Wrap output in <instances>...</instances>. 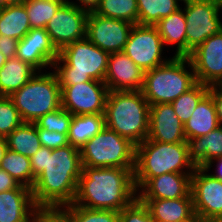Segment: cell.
<instances>
[{
	"label": "cell",
	"instance_id": "1f68e13d",
	"mask_svg": "<svg viewBox=\"0 0 222 222\" xmlns=\"http://www.w3.org/2000/svg\"><path fill=\"white\" fill-rule=\"evenodd\" d=\"M209 88L210 86L197 82L191 89L181 94L171 103L183 124L191 117L198 103L208 93Z\"/></svg>",
	"mask_w": 222,
	"mask_h": 222
},
{
	"label": "cell",
	"instance_id": "681fc988",
	"mask_svg": "<svg viewBox=\"0 0 222 222\" xmlns=\"http://www.w3.org/2000/svg\"><path fill=\"white\" fill-rule=\"evenodd\" d=\"M48 1L59 2V3H62L63 5H65V4H68L69 0H48Z\"/></svg>",
	"mask_w": 222,
	"mask_h": 222
},
{
	"label": "cell",
	"instance_id": "4fadbf2b",
	"mask_svg": "<svg viewBox=\"0 0 222 222\" xmlns=\"http://www.w3.org/2000/svg\"><path fill=\"white\" fill-rule=\"evenodd\" d=\"M133 25L124 20L90 12L87 18L86 38L109 54L122 52Z\"/></svg>",
	"mask_w": 222,
	"mask_h": 222
},
{
	"label": "cell",
	"instance_id": "60d3db41",
	"mask_svg": "<svg viewBox=\"0 0 222 222\" xmlns=\"http://www.w3.org/2000/svg\"><path fill=\"white\" fill-rule=\"evenodd\" d=\"M208 93L213 99L219 124L222 125V87L210 86Z\"/></svg>",
	"mask_w": 222,
	"mask_h": 222
},
{
	"label": "cell",
	"instance_id": "8992f818",
	"mask_svg": "<svg viewBox=\"0 0 222 222\" xmlns=\"http://www.w3.org/2000/svg\"><path fill=\"white\" fill-rule=\"evenodd\" d=\"M196 83L189 58L173 56L167 63L144 72L141 92L150 106L170 104Z\"/></svg>",
	"mask_w": 222,
	"mask_h": 222
},
{
	"label": "cell",
	"instance_id": "8fae6325",
	"mask_svg": "<svg viewBox=\"0 0 222 222\" xmlns=\"http://www.w3.org/2000/svg\"><path fill=\"white\" fill-rule=\"evenodd\" d=\"M61 107L71 115L104 114L109 89L102 81L91 80L60 85Z\"/></svg>",
	"mask_w": 222,
	"mask_h": 222
},
{
	"label": "cell",
	"instance_id": "7bdbcfd3",
	"mask_svg": "<svg viewBox=\"0 0 222 222\" xmlns=\"http://www.w3.org/2000/svg\"><path fill=\"white\" fill-rule=\"evenodd\" d=\"M78 3L74 1H68V4L73 5L77 7L78 9H82L90 12H95V10L98 8L101 0H76Z\"/></svg>",
	"mask_w": 222,
	"mask_h": 222
},
{
	"label": "cell",
	"instance_id": "7dc6e473",
	"mask_svg": "<svg viewBox=\"0 0 222 222\" xmlns=\"http://www.w3.org/2000/svg\"><path fill=\"white\" fill-rule=\"evenodd\" d=\"M193 222H222L220 219H206V218H200V217H195Z\"/></svg>",
	"mask_w": 222,
	"mask_h": 222
},
{
	"label": "cell",
	"instance_id": "9c48e42d",
	"mask_svg": "<svg viewBox=\"0 0 222 222\" xmlns=\"http://www.w3.org/2000/svg\"><path fill=\"white\" fill-rule=\"evenodd\" d=\"M186 27V57L207 38L222 30L219 0H183Z\"/></svg>",
	"mask_w": 222,
	"mask_h": 222
},
{
	"label": "cell",
	"instance_id": "f1b7e54d",
	"mask_svg": "<svg viewBox=\"0 0 222 222\" xmlns=\"http://www.w3.org/2000/svg\"><path fill=\"white\" fill-rule=\"evenodd\" d=\"M178 1L183 0H137L138 25L155 26L180 8Z\"/></svg>",
	"mask_w": 222,
	"mask_h": 222
},
{
	"label": "cell",
	"instance_id": "bcb514c9",
	"mask_svg": "<svg viewBox=\"0 0 222 222\" xmlns=\"http://www.w3.org/2000/svg\"><path fill=\"white\" fill-rule=\"evenodd\" d=\"M26 0H0V7L24 4Z\"/></svg>",
	"mask_w": 222,
	"mask_h": 222
},
{
	"label": "cell",
	"instance_id": "3957f363",
	"mask_svg": "<svg viewBox=\"0 0 222 222\" xmlns=\"http://www.w3.org/2000/svg\"><path fill=\"white\" fill-rule=\"evenodd\" d=\"M195 168L189 160L187 142L161 143L146 139L136 145L134 181L137 192L153 177L166 173L192 174Z\"/></svg>",
	"mask_w": 222,
	"mask_h": 222
},
{
	"label": "cell",
	"instance_id": "7402d4cb",
	"mask_svg": "<svg viewBox=\"0 0 222 222\" xmlns=\"http://www.w3.org/2000/svg\"><path fill=\"white\" fill-rule=\"evenodd\" d=\"M219 125L213 99L207 93L184 124L185 138L188 140L194 137L206 136Z\"/></svg>",
	"mask_w": 222,
	"mask_h": 222
},
{
	"label": "cell",
	"instance_id": "30bf717a",
	"mask_svg": "<svg viewBox=\"0 0 222 222\" xmlns=\"http://www.w3.org/2000/svg\"><path fill=\"white\" fill-rule=\"evenodd\" d=\"M164 44L155 26L133 25L123 52L143 71L167 63L171 58H164Z\"/></svg>",
	"mask_w": 222,
	"mask_h": 222
},
{
	"label": "cell",
	"instance_id": "603a6c76",
	"mask_svg": "<svg viewBox=\"0 0 222 222\" xmlns=\"http://www.w3.org/2000/svg\"><path fill=\"white\" fill-rule=\"evenodd\" d=\"M189 160L195 167H203L210 160L222 157V125L206 136L187 140Z\"/></svg>",
	"mask_w": 222,
	"mask_h": 222
},
{
	"label": "cell",
	"instance_id": "ac0fdd59",
	"mask_svg": "<svg viewBox=\"0 0 222 222\" xmlns=\"http://www.w3.org/2000/svg\"><path fill=\"white\" fill-rule=\"evenodd\" d=\"M147 139L161 143L187 142L184 124L175 113L171 103L150 106Z\"/></svg>",
	"mask_w": 222,
	"mask_h": 222
},
{
	"label": "cell",
	"instance_id": "d590c367",
	"mask_svg": "<svg viewBox=\"0 0 222 222\" xmlns=\"http://www.w3.org/2000/svg\"><path fill=\"white\" fill-rule=\"evenodd\" d=\"M71 121L72 115L67 110L60 107L55 111L41 116L35 122V125L37 128H43L50 132L56 131L58 133H68Z\"/></svg>",
	"mask_w": 222,
	"mask_h": 222
},
{
	"label": "cell",
	"instance_id": "cb8c5ba5",
	"mask_svg": "<svg viewBox=\"0 0 222 222\" xmlns=\"http://www.w3.org/2000/svg\"><path fill=\"white\" fill-rule=\"evenodd\" d=\"M38 71L17 57L7 59L0 70V96L9 97L22 88Z\"/></svg>",
	"mask_w": 222,
	"mask_h": 222
},
{
	"label": "cell",
	"instance_id": "d4e9b609",
	"mask_svg": "<svg viewBox=\"0 0 222 222\" xmlns=\"http://www.w3.org/2000/svg\"><path fill=\"white\" fill-rule=\"evenodd\" d=\"M155 27L163 40V44H176V57H186V21L183 9L180 7L168 17L161 19Z\"/></svg>",
	"mask_w": 222,
	"mask_h": 222
},
{
	"label": "cell",
	"instance_id": "e0dca14e",
	"mask_svg": "<svg viewBox=\"0 0 222 222\" xmlns=\"http://www.w3.org/2000/svg\"><path fill=\"white\" fill-rule=\"evenodd\" d=\"M144 72L122 51L108 59L104 83L109 91H141Z\"/></svg>",
	"mask_w": 222,
	"mask_h": 222
},
{
	"label": "cell",
	"instance_id": "f907efd6",
	"mask_svg": "<svg viewBox=\"0 0 222 222\" xmlns=\"http://www.w3.org/2000/svg\"><path fill=\"white\" fill-rule=\"evenodd\" d=\"M215 86L222 87V79Z\"/></svg>",
	"mask_w": 222,
	"mask_h": 222
},
{
	"label": "cell",
	"instance_id": "e575fe53",
	"mask_svg": "<svg viewBox=\"0 0 222 222\" xmlns=\"http://www.w3.org/2000/svg\"><path fill=\"white\" fill-rule=\"evenodd\" d=\"M22 123L18 109L12 100L6 96H0V137L6 138Z\"/></svg>",
	"mask_w": 222,
	"mask_h": 222
},
{
	"label": "cell",
	"instance_id": "7c38bea8",
	"mask_svg": "<svg viewBox=\"0 0 222 222\" xmlns=\"http://www.w3.org/2000/svg\"><path fill=\"white\" fill-rule=\"evenodd\" d=\"M190 193L197 217L222 220V181L205 168L196 167L191 175Z\"/></svg>",
	"mask_w": 222,
	"mask_h": 222
},
{
	"label": "cell",
	"instance_id": "f546056e",
	"mask_svg": "<svg viewBox=\"0 0 222 222\" xmlns=\"http://www.w3.org/2000/svg\"><path fill=\"white\" fill-rule=\"evenodd\" d=\"M0 168L8 172L20 185L32 189L36 178L33 176L30 158L27 156L7 149Z\"/></svg>",
	"mask_w": 222,
	"mask_h": 222
},
{
	"label": "cell",
	"instance_id": "ee69618b",
	"mask_svg": "<svg viewBox=\"0 0 222 222\" xmlns=\"http://www.w3.org/2000/svg\"><path fill=\"white\" fill-rule=\"evenodd\" d=\"M215 161L217 163L216 165L217 171L215 170L214 172L215 174L210 173V175L222 181V157H218V158L210 160L205 166H203V168H205L207 171H210L211 170L210 168L212 167V164L215 163Z\"/></svg>",
	"mask_w": 222,
	"mask_h": 222
},
{
	"label": "cell",
	"instance_id": "2e32d148",
	"mask_svg": "<svg viewBox=\"0 0 222 222\" xmlns=\"http://www.w3.org/2000/svg\"><path fill=\"white\" fill-rule=\"evenodd\" d=\"M16 57L41 72L46 67H53V63L59 57V51L45 28H31L18 41Z\"/></svg>",
	"mask_w": 222,
	"mask_h": 222
},
{
	"label": "cell",
	"instance_id": "7a4b0ae2",
	"mask_svg": "<svg viewBox=\"0 0 222 222\" xmlns=\"http://www.w3.org/2000/svg\"><path fill=\"white\" fill-rule=\"evenodd\" d=\"M137 198L134 169L82 166L73 204L119 212Z\"/></svg>",
	"mask_w": 222,
	"mask_h": 222
},
{
	"label": "cell",
	"instance_id": "ab89813d",
	"mask_svg": "<svg viewBox=\"0 0 222 222\" xmlns=\"http://www.w3.org/2000/svg\"><path fill=\"white\" fill-rule=\"evenodd\" d=\"M18 40L0 35V53L6 59L16 57Z\"/></svg>",
	"mask_w": 222,
	"mask_h": 222
},
{
	"label": "cell",
	"instance_id": "74e56055",
	"mask_svg": "<svg viewBox=\"0 0 222 222\" xmlns=\"http://www.w3.org/2000/svg\"><path fill=\"white\" fill-rule=\"evenodd\" d=\"M29 222H71L69 214L62 207H37Z\"/></svg>",
	"mask_w": 222,
	"mask_h": 222
},
{
	"label": "cell",
	"instance_id": "44dd1931",
	"mask_svg": "<svg viewBox=\"0 0 222 222\" xmlns=\"http://www.w3.org/2000/svg\"><path fill=\"white\" fill-rule=\"evenodd\" d=\"M36 208L32 190L26 186L0 192V222H29Z\"/></svg>",
	"mask_w": 222,
	"mask_h": 222
},
{
	"label": "cell",
	"instance_id": "d6a6232c",
	"mask_svg": "<svg viewBox=\"0 0 222 222\" xmlns=\"http://www.w3.org/2000/svg\"><path fill=\"white\" fill-rule=\"evenodd\" d=\"M31 28H45L50 19L63 5L48 0H26L24 2Z\"/></svg>",
	"mask_w": 222,
	"mask_h": 222
},
{
	"label": "cell",
	"instance_id": "d6986e66",
	"mask_svg": "<svg viewBox=\"0 0 222 222\" xmlns=\"http://www.w3.org/2000/svg\"><path fill=\"white\" fill-rule=\"evenodd\" d=\"M191 175L186 173H166L153 177L138 191V199L187 197L191 189Z\"/></svg>",
	"mask_w": 222,
	"mask_h": 222
},
{
	"label": "cell",
	"instance_id": "ba28073f",
	"mask_svg": "<svg viewBox=\"0 0 222 222\" xmlns=\"http://www.w3.org/2000/svg\"><path fill=\"white\" fill-rule=\"evenodd\" d=\"M82 166L135 168L136 145L104 127L80 148Z\"/></svg>",
	"mask_w": 222,
	"mask_h": 222
},
{
	"label": "cell",
	"instance_id": "52a82bcc",
	"mask_svg": "<svg viewBox=\"0 0 222 222\" xmlns=\"http://www.w3.org/2000/svg\"><path fill=\"white\" fill-rule=\"evenodd\" d=\"M9 98L18 109L21 120L35 123L41 116L61 107V87L55 72H37Z\"/></svg>",
	"mask_w": 222,
	"mask_h": 222
},
{
	"label": "cell",
	"instance_id": "484cf974",
	"mask_svg": "<svg viewBox=\"0 0 222 222\" xmlns=\"http://www.w3.org/2000/svg\"><path fill=\"white\" fill-rule=\"evenodd\" d=\"M105 127L104 114L72 115L68 132L70 145L80 149Z\"/></svg>",
	"mask_w": 222,
	"mask_h": 222
},
{
	"label": "cell",
	"instance_id": "c3c4849f",
	"mask_svg": "<svg viewBox=\"0 0 222 222\" xmlns=\"http://www.w3.org/2000/svg\"><path fill=\"white\" fill-rule=\"evenodd\" d=\"M6 61H7V59L5 58V56L2 53H0V70Z\"/></svg>",
	"mask_w": 222,
	"mask_h": 222
},
{
	"label": "cell",
	"instance_id": "ffe728a7",
	"mask_svg": "<svg viewBox=\"0 0 222 222\" xmlns=\"http://www.w3.org/2000/svg\"><path fill=\"white\" fill-rule=\"evenodd\" d=\"M155 221L193 222L196 217L191 193L176 199H139Z\"/></svg>",
	"mask_w": 222,
	"mask_h": 222
},
{
	"label": "cell",
	"instance_id": "f35d334b",
	"mask_svg": "<svg viewBox=\"0 0 222 222\" xmlns=\"http://www.w3.org/2000/svg\"><path fill=\"white\" fill-rule=\"evenodd\" d=\"M39 140L43 147L57 149L69 145L68 133H58L56 131H48L43 128H37Z\"/></svg>",
	"mask_w": 222,
	"mask_h": 222
},
{
	"label": "cell",
	"instance_id": "277c9868",
	"mask_svg": "<svg viewBox=\"0 0 222 222\" xmlns=\"http://www.w3.org/2000/svg\"><path fill=\"white\" fill-rule=\"evenodd\" d=\"M150 105L141 91H109L105 106V127L135 145L147 139Z\"/></svg>",
	"mask_w": 222,
	"mask_h": 222
},
{
	"label": "cell",
	"instance_id": "9a60e30c",
	"mask_svg": "<svg viewBox=\"0 0 222 222\" xmlns=\"http://www.w3.org/2000/svg\"><path fill=\"white\" fill-rule=\"evenodd\" d=\"M196 81L215 86L222 79V30L207 38L188 56Z\"/></svg>",
	"mask_w": 222,
	"mask_h": 222
},
{
	"label": "cell",
	"instance_id": "836d02e7",
	"mask_svg": "<svg viewBox=\"0 0 222 222\" xmlns=\"http://www.w3.org/2000/svg\"><path fill=\"white\" fill-rule=\"evenodd\" d=\"M71 222H119V212L114 210L89 209L74 204L62 207Z\"/></svg>",
	"mask_w": 222,
	"mask_h": 222
},
{
	"label": "cell",
	"instance_id": "b9f144b4",
	"mask_svg": "<svg viewBox=\"0 0 222 222\" xmlns=\"http://www.w3.org/2000/svg\"><path fill=\"white\" fill-rule=\"evenodd\" d=\"M20 186L8 172L0 168V192L17 189Z\"/></svg>",
	"mask_w": 222,
	"mask_h": 222
},
{
	"label": "cell",
	"instance_id": "f6af8a7d",
	"mask_svg": "<svg viewBox=\"0 0 222 222\" xmlns=\"http://www.w3.org/2000/svg\"><path fill=\"white\" fill-rule=\"evenodd\" d=\"M7 147V141L5 137H0V165L1 161L6 153Z\"/></svg>",
	"mask_w": 222,
	"mask_h": 222
},
{
	"label": "cell",
	"instance_id": "4dcf8cb0",
	"mask_svg": "<svg viewBox=\"0 0 222 222\" xmlns=\"http://www.w3.org/2000/svg\"><path fill=\"white\" fill-rule=\"evenodd\" d=\"M97 15L120 19L132 24H138L137 0H101L95 10Z\"/></svg>",
	"mask_w": 222,
	"mask_h": 222
},
{
	"label": "cell",
	"instance_id": "8d00e7d4",
	"mask_svg": "<svg viewBox=\"0 0 222 222\" xmlns=\"http://www.w3.org/2000/svg\"><path fill=\"white\" fill-rule=\"evenodd\" d=\"M119 222H155L148 208L138 198L119 211Z\"/></svg>",
	"mask_w": 222,
	"mask_h": 222
},
{
	"label": "cell",
	"instance_id": "5b68a950",
	"mask_svg": "<svg viewBox=\"0 0 222 222\" xmlns=\"http://www.w3.org/2000/svg\"><path fill=\"white\" fill-rule=\"evenodd\" d=\"M109 56V53L85 37L59 52L52 71L57 75L59 85H74L91 80L104 82Z\"/></svg>",
	"mask_w": 222,
	"mask_h": 222
},
{
	"label": "cell",
	"instance_id": "83f0119b",
	"mask_svg": "<svg viewBox=\"0 0 222 222\" xmlns=\"http://www.w3.org/2000/svg\"><path fill=\"white\" fill-rule=\"evenodd\" d=\"M8 149L31 158L41 147L35 123L23 122L7 137Z\"/></svg>",
	"mask_w": 222,
	"mask_h": 222
},
{
	"label": "cell",
	"instance_id": "4316f807",
	"mask_svg": "<svg viewBox=\"0 0 222 222\" xmlns=\"http://www.w3.org/2000/svg\"><path fill=\"white\" fill-rule=\"evenodd\" d=\"M30 29L29 17L24 4L0 7V35L19 41Z\"/></svg>",
	"mask_w": 222,
	"mask_h": 222
},
{
	"label": "cell",
	"instance_id": "5bb4252c",
	"mask_svg": "<svg viewBox=\"0 0 222 222\" xmlns=\"http://www.w3.org/2000/svg\"><path fill=\"white\" fill-rule=\"evenodd\" d=\"M88 14L85 10L65 4L46 24L45 30L59 52L72 42L86 37Z\"/></svg>",
	"mask_w": 222,
	"mask_h": 222
},
{
	"label": "cell",
	"instance_id": "6da1fadb",
	"mask_svg": "<svg viewBox=\"0 0 222 222\" xmlns=\"http://www.w3.org/2000/svg\"><path fill=\"white\" fill-rule=\"evenodd\" d=\"M32 196L36 207H64L73 204L82 173L80 149L67 145L57 149L41 147L31 158Z\"/></svg>",
	"mask_w": 222,
	"mask_h": 222
}]
</instances>
